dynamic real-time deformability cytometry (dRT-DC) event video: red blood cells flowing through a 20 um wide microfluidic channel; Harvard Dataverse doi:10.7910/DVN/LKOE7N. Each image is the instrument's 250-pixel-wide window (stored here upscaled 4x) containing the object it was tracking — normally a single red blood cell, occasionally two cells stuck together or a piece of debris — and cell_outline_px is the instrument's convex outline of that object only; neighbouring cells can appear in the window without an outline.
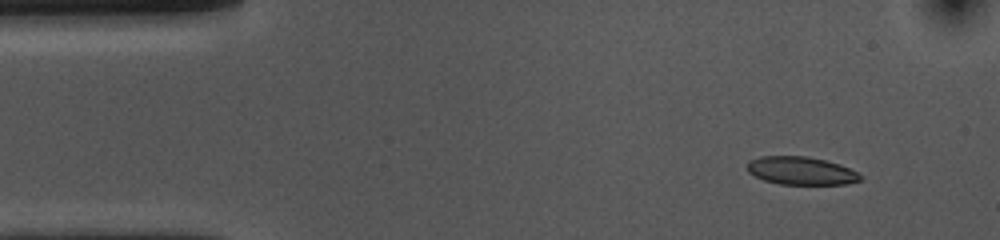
{"species": "common noctule bat (a hibernating species)", "species_latin": "Nyctalus noctula", "temperature_condition": "cold", "stored_images_in_passage": 50, "camera_frame_rate_fps": 3000, "um_per_image_px": 0.085, "animal": {"sex": "female", "body_mass_g": 10.0, "forearm_length_mm": 53.1}, "frame": {"image": 1, "passage_image": 1, "time_ms": 0.0, "image_size_px": [1000, 240], "cell_outline_px": [[864, 180], [848, 184], [780, 184], [764, 180], [748, 172], [748, 160], [760, 156], [808, 156], [840, 164], [864, 176]], "centroid_in_image_um": [68.12, 14.51], "position_along_channel_um": 16.9, "area_um2": 18.55}}
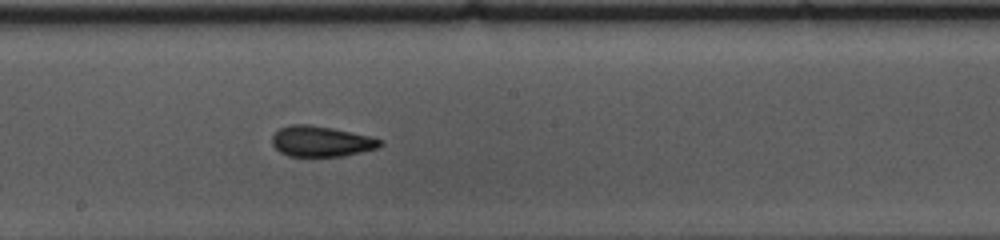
{"frame": {"image": 2, "passage_image": 24, "time_ms": 7.667, "image_size_px": [1000, 240], "cell_outline_px": [[384, 144], [380, 148], [344, 156], [288, 156], [280, 152], [272, 144], [272, 136], [280, 128], [288, 124], [308, 124], [332, 128], [368, 136], [384, 140]], "centroid_in_image_um": [27.32, 12.02], "position_along_channel_um": 220.9, "area_um2": 19.36}}
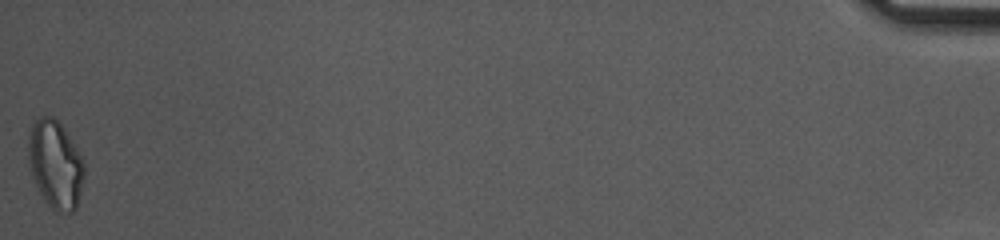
{"frame": {"image": 3, "passage_image": 50, "time_ms": 16.333, "image_size_px": [1000, 240], "cell_outline_px": [[84, 176], [76, 208], [72, 212], [52, 212], [44, 200], [28, 168], [28, 136], [32, 124], [40, 116], [52, 116], [60, 124], [68, 136], [80, 156], [84, 164]], "centroid_in_image_um": [4.67, 14.01], "position_along_channel_um": 430.5, "area_um2": 28.5}, "authors_computed_cell_mechanics": {"area_um2": 19.6231, "velocity_mm_per_s": 3.6279, "shape_relaxation_time_tau1_ms": 3.6222, "shape_relaxation_time_tau2_ms": 1.7085, "deformation_change_tau1": 0.1295, "deformation_change_tau2": 0.091}}